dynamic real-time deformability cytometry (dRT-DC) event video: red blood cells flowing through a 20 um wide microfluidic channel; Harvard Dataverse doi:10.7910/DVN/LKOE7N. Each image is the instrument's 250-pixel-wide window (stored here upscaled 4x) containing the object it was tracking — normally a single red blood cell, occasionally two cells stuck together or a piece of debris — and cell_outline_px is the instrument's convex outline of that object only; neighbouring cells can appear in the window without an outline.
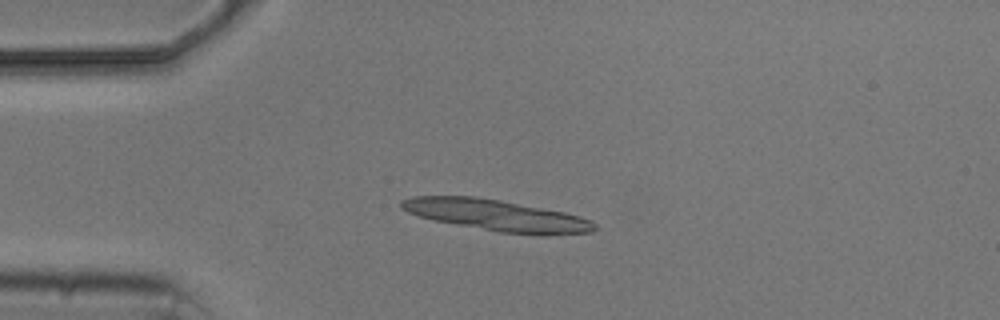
{"species": "common noctule bat (a hibernating species)", "species_latin": "Nyctalus noctula", "temperature_condition": "cold", "stored_images_in_passage": 8, "segment_of_instrument_passage": [1, 2], "camera_frame_rate_fps": 3000, "um_per_image_px": 0.085, "animal": {"sex": "male", "body_mass_g": 20.5, "forearm_length_mm": 52.5}, "frame": {"image": 1, "passage_image": 4, "time_ms": 3.333, "image_size_px": [1000, 320], "cell_outline_px": [[596, 228], [592, 232], [544, 236], [500, 232], [436, 220], [420, 216], [408, 212], [400, 208], [400, 200], [412, 196], [476, 196], [500, 200], [564, 212], [580, 216], [592, 220], [596, 224]], "centroid_in_image_um": [42.26, 18.3], "position_along_channel_um": 42.7, "area_um2": 35.14}}